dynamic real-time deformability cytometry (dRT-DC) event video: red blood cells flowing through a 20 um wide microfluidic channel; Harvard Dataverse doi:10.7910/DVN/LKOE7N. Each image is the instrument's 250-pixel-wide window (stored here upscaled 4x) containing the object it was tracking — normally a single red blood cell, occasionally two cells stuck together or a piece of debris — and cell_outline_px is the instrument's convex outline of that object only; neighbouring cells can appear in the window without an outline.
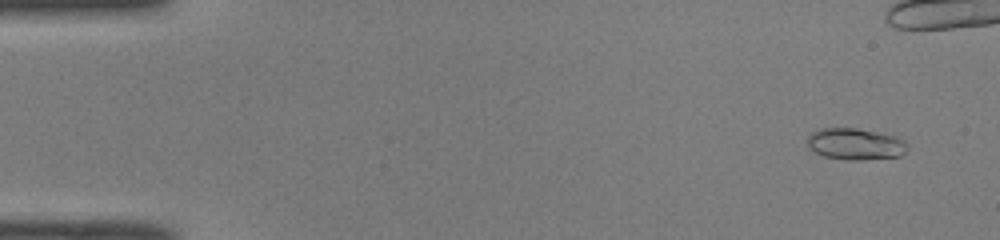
{"species": "common noctule bat (a hibernating species)", "species_latin": "Nyctalus noctula", "temperature_condition": "room temperature", "stored_images_in_passage": 52, "camera_frame_rate_fps": 3000, "um_per_image_px": 0.085, "animal": {"sex": "male", "body_mass_g": 19.0, "forearm_length_mm": 50.8}, "frame": {"image": 1, "passage_image": 4, "time_ms": 1.0, "image_size_px": [1000, 240], "cell_outline_px": [[908, 148], [900, 156], [860, 160], [844, 160], [824, 156], [808, 148], [804, 140], [812, 132], [820, 128], [856, 128], [892, 136], [904, 140], [908, 144]], "centroid_in_image_um": [72.64, 12.25], "position_along_channel_um": 12.4, "area_um2": 18.44}}
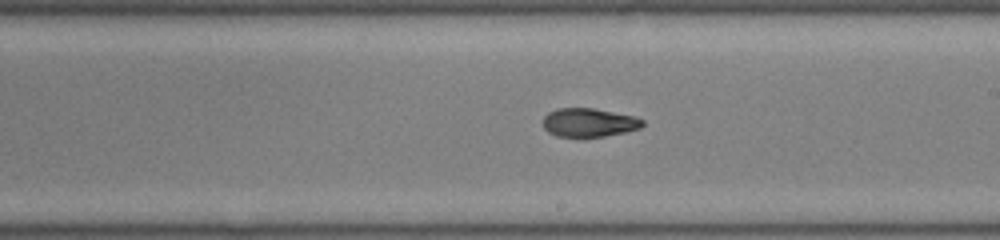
{"frame": {"image": 2, "passage_image": 30, "time_ms": 9.667, "image_size_px": [1000, 240], "cell_outline_px": [[644, 124], [640, 128], [624, 132], [604, 136], [556, 136], [548, 132], [544, 128], [544, 116], [548, 112], [556, 108], [592, 108], [632, 116], [644, 120]], "centroid_in_image_um": [50.03, 10.41], "position_along_channel_um": 239.0, "area_um2": 16.36}}
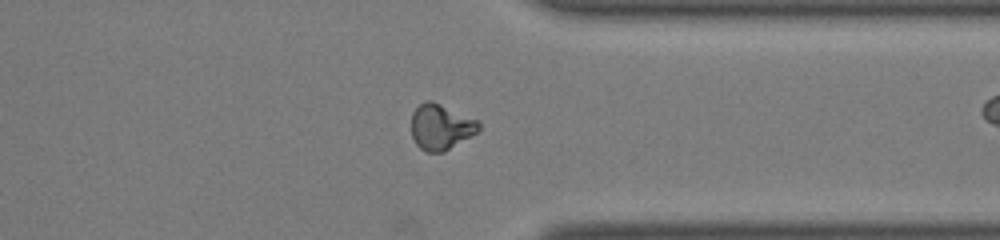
{"frame": {"image": 3, "passage_image": 40, "time_ms": 13.0, "image_size_px": [1000, 240], "cell_outline_px": [[480, 128], [476, 132], [444, 152], [424, 152], [416, 144], [412, 136], [412, 112], [424, 100], [432, 100], [480, 120]], "centroid_in_image_um": [37.47, 10.77], "position_along_channel_um": 373.9, "area_um2": 18.03}, "authors_computed_cell_mechanics": {"area_um2": 17.3978, "velocity_mm_per_s": 4.1088, "shape_relaxation_time_tau1_ms": null, "shape_relaxation_time_tau2_ms": 1.9569, "deformation_change_tau1": null, "deformation_change_tau2": 0.0752}}